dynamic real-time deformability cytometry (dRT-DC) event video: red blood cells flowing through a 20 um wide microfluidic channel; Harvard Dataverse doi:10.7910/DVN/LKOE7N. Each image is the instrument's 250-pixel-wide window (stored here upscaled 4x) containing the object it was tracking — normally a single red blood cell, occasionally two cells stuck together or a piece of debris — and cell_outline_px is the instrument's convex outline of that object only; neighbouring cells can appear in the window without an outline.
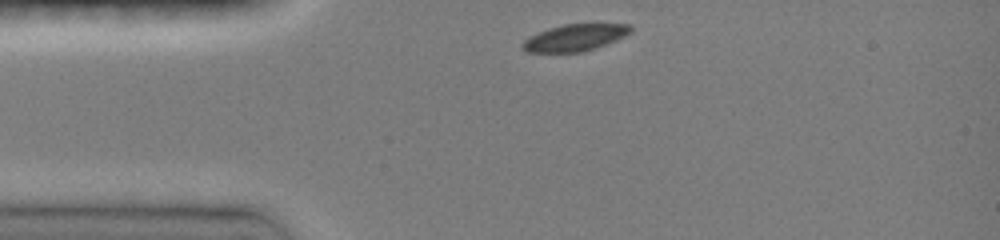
{"species": "common noctule bat (a hibernating species)", "species_latin": "Nyctalus noctula", "temperature_condition": "room temperature", "stored_images_in_passage": 27, "camera_frame_rate_fps": 3000, "um_per_image_px": 0.085, "animal": {"sex": "female", "body_mass_g": 19.0, "forearm_length_mm": 51.5}, "frame": {"image": 1, "passage_image": 1, "time_ms": 0.0, "image_size_px": [1000, 240], "cell_outline_px": [[632, 32], [624, 36], [604, 44], [580, 52], [528, 52], [520, 48], [520, 44], [528, 36], [548, 28], [564, 24], [632, 24]], "centroid_in_image_um": [48.81, 3.19], "position_along_channel_um": 36.2, "area_um2": 16.76}}
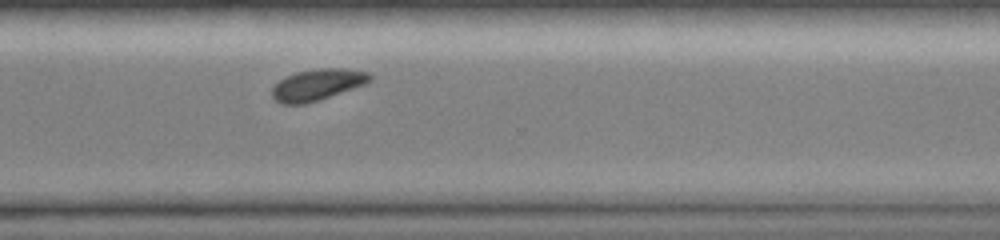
{"frame": {"image": 2, "passage_image": 22, "time_ms": 8.333, "image_size_px": [1000, 240], "cell_outline_px": [[372, 80], [364, 84], [320, 100], [304, 104], [280, 104], [272, 96], [272, 88], [280, 80], [296, 72], [320, 68], [344, 68], [368, 72], [372, 76]], "centroid_in_image_um": [26.98, 7.2], "position_along_channel_um": 343.6, "area_um2": 17.74}}
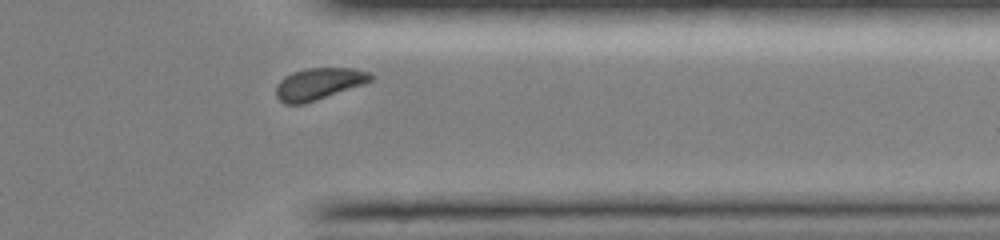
{"frame": {"image": 3, "passage_image": 24, "time_ms": 9.333, "image_size_px": [1000, 240], "cell_outline_px": [[372, 80], [364, 84], [304, 104], [284, 104], [276, 96], [276, 84], [284, 76], [292, 72], [304, 68], [352, 68], [368, 72], [372, 76]], "centroid_in_image_um": [27.05, 7.12], "position_along_channel_um": 384.3, "area_um2": 17.51}, "authors_computed_cell_mechanics": {"area_um2": 18.3226, "velocity_mm_per_s": 3.9872, "shape_relaxation_time_tau1_ms": 1.3349, "shape_relaxation_time_tau2_ms": null, "deformation_change_tau1": 0.0691, "deformation_change_tau2": null}}